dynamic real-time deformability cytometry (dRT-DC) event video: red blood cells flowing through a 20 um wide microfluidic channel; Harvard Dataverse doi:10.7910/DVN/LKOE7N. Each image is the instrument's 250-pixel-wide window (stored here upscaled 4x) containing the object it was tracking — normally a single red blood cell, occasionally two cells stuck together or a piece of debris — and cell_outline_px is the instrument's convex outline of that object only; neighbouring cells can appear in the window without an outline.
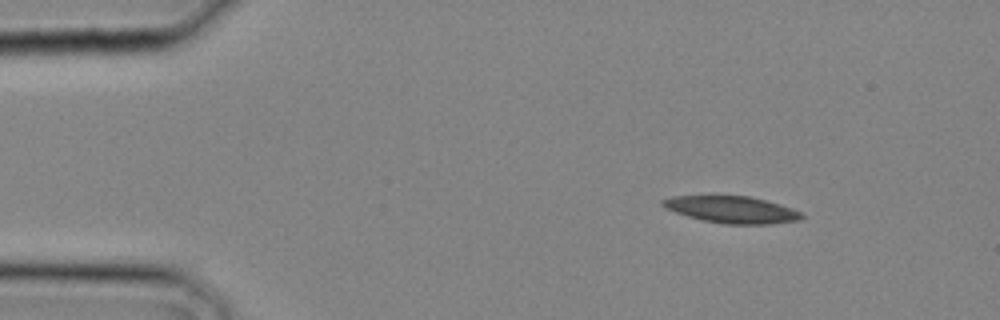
{"species": "common noctule bat (a hibernating species)", "species_latin": "Nyctalus noctula", "temperature_condition": "cold", "stored_images_in_passage": 28, "camera_frame_rate_fps": 3000, "um_per_image_px": 0.085, "animal": {"sex": "male", "body_mass_g": 20.4}, "frame": {"image": 1, "passage_image": 3, "time_ms": 0.667, "image_size_px": [1000, 320], "cell_outline_px": [[804, 216], [800, 220], [772, 224], [724, 224], [704, 220], [688, 216], [676, 212], [660, 204], [660, 200], [672, 196], [748, 196], [780, 204], [792, 208], [800, 212]], "centroid_in_image_um": [62.22, 17.82], "position_along_channel_um": 22.8, "area_um2": 21.56}}
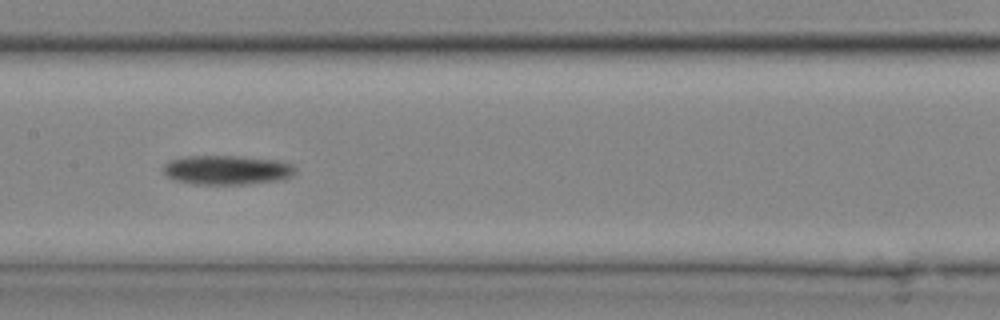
{"frame": {"image": 2, "passage_image": 14, "time_ms": 4.333, "image_size_px": [1000, 320], "cell_outline_px": [[296, 172], [292, 176], [284, 180], [248, 184], [196, 184], [176, 180], [168, 176], [164, 172], [164, 164], [168, 160], [180, 156], [236, 156], [276, 160], [292, 164], [296, 168]], "centroid_in_image_um": [19.32, 14.44], "position_along_channel_um": 188.1, "area_um2": 22.72}}
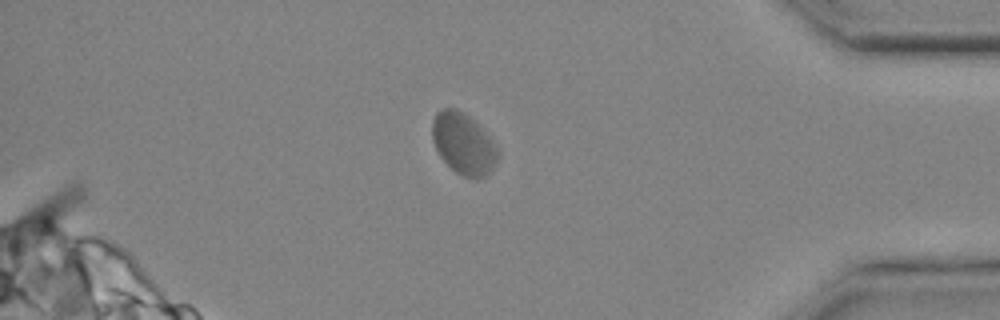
{"frame": {"image": 3, "passage_image": 25, "time_ms": 8.0, "image_size_px": [1000, 320], "cell_outline_px": [[500, 152], [492, 168], [484, 176], [476, 180], [464, 176], [456, 172], [440, 156], [432, 140], [432, 120], [436, 112], [444, 108], [452, 108], [464, 112], [492, 140]], "centroid_in_image_um": [39.37, 12.22], "position_along_channel_um": 395.8, "area_um2": 23.06}}